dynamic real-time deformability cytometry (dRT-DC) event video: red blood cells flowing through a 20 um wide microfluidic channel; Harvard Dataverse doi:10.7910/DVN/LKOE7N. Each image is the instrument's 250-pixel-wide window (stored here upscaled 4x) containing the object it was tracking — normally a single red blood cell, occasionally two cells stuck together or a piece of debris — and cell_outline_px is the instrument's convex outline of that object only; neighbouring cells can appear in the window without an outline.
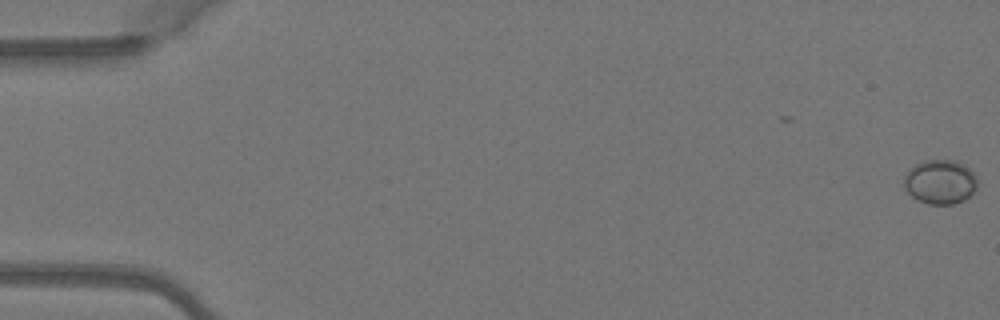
{"species": "Egyptian fruit bat (a non-hibernating species)", "species_latin": "Rousettus aegyptiacus", "temperature_condition": "warm", "stored_images_in_passage": 5, "camera_frame_rate_fps": 3000, "um_per_image_px": 0.085, "animal": {"sex": "female"}, "frame": {"image": 1, "passage_image": 1, "time_ms": 0.0, "image_size_px": [1000, 320], "cell_outline_px": [[976, 188], [964, 200], [952, 204], [928, 204], [912, 196], [904, 188], [904, 176], [908, 168], [924, 160], [956, 160], [964, 164], [976, 176]], "centroid_in_image_um": [79.89, 15.44], "position_along_channel_um": 5.1, "area_um2": 18.9}}
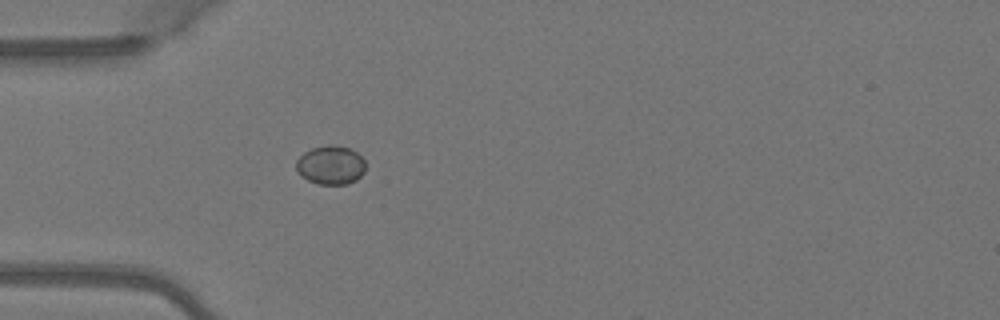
{"frame": {"image": 2, "passage_image": 5, "time_ms": 1.333, "image_size_px": [1000, 320], "cell_outline_px": [[364, 172], [356, 180], [348, 184], [316, 184], [308, 180], [296, 172], [296, 160], [304, 152], [312, 148], [332, 144], [352, 148], [364, 160]], "centroid_in_image_um": [28.09, 14.03], "position_along_channel_um": 56.9, "area_um2": 15.78}}